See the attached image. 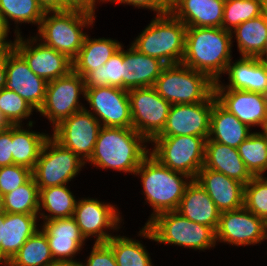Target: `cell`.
<instances>
[{
    "label": "cell",
    "mask_w": 267,
    "mask_h": 266,
    "mask_svg": "<svg viewBox=\"0 0 267 266\" xmlns=\"http://www.w3.org/2000/svg\"><path fill=\"white\" fill-rule=\"evenodd\" d=\"M232 47L231 32L222 27H187L181 63L218 82L233 58Z\"/></svg>",
    "instance_id": "obj_1"
},
{
    "label": "cell",
    "mask_w": 267,
    "mask_h": 266,
    "mask_svg": "<svg viewBox=\"0 0 267 266\" xmlns=\"http://www.w3.org/2000/svg\"><path fill=\"white\" fill-rule=\"evenodd\" d=\"M150 144L133 128L101 127L90 159L85 163L103 170L135 174L150 153Z\"/></svg>",
    "instance_id": "obj_2"
},
{
    "label": "cell",
    "mask_w": 267,
    "mask_h": 266,
    "mask_svg": "<svg viewBox=\"0 0 267 266\" xmlns=\"http://www.w3.org/2000/svg\"><path fill=\"white\" fill-rule=\"evenodd\" d=\"M134 175L140 177L144 204L147 202L153 209L145 225L158 214L176 211L186 187L193 180L162 165L150 153L142 160Z\"/></svg>",
    "instance_id": "obj_3"
},
{
    "label": "cell",
    "mask_w": 267,
    "mask_h": 266,
    "mask_svg": "<svg viewBox=\"0 0 267 266\" xmlns=\"http://www.w3.org/2000/svg\"><path fill=\"white\" fill-rule=\"evenodd\" d=\"M138 236L157 244H170L195 251L209 250L217 245L216 232L211 227L190 221L177 211L158 214L140 228Z\"/></svg>",
    "instance_id": "obj_4"
},
{
    "label": "cell",
    "mask_w": 267,
    "mask_h": 266,
    "mask_svg": "<svg viewBox=\"0 0 267 266\" xmlns=\"http://www.w3.org/2000/svg\"><path fill=\"white\" fill-rule=\"evenodd\" d=\"M186 30L187 27L171 12L156 15L130 45L165 65L180 64L185 51Z\"/></svg>",
    "instance_id": "obj_5"
},
{
    "label": "cell",
    "mask_w": 267,
    "mask_h": 266,
    "mask_svg": "<svg viewBox=\"0 0 267 266\" xmlns=\"http://www.w3.org/2000/svg\"><path fill=\"white\" fill-rule=\"evenodd\" d=\"M95 18L92 14L78 10L45 11L35 37L73 60L87 35L84 29H91Z\"/></svg>",
    "instance_id": "obj_6"
},
{
    "label": "cell",
    "mask_w": 267,
    "mask_h": 266,
    "mask_svg": "<svg viewBox=\"0 0 267 266\" xmlns=\"http://www.w3.org/2000/svg\"><path fill=\"white\" fill-rule=\"evenodd\" d=\"M214 83L206 74L180 64L166 65L154 88L171 105L206 101L214 93Z\"/></svg>",
    "instance_id": "obj_7"
},
{
    "label": "cell",
    "mask_w": 267,
    "mask_h": 266,
    "mask_svg": "<svg viewBox=\"0 0 267 266\" xmlns=\"http://www.w3.org/2000/svg\"><path fill=\"white\" fill-rule=\"evenodd\" d=\"M205 142L198 136H157L150 142L154 146L150 154L162 165L195 180L204 166Z\"/></svg>",
    "instance_id": "obj_8"
},
{
    "label": "cell",
    "mask_w": 267,
    "mask_h": 266,
    "mask_svg": "<svg viewBox=\"0 0 267 266\" xmlns=\"http://www.w3.org/2000/svg\"><path fill=\"white\" fill-rule=\"evenodd\" d=\"M85 165L75 153L63 147L50 135L32 170V176L39 189L60 186L69 184Z\"/></svg>",
    "instance_id": "obj_9"
},
{
    "label": "cell",
    "mask_w": 267,
    "mask_h": 266,
    "mask_svg": "<svg viewBox=\"0 0 267 266\" xmlns=\"http://www.w3.org/2000/svg\"><path fill=\"white\" fill-rule=\"evenodd\" d=\"M81 95L85 98L84 78L71 70L47 83L45 99L38 112L49 120L53 129L65 118L85 108L79 99Z\"/></svg>",
    "instance_id": "obj_10"
},
{
    "label": "cell",
    "mask_w": 267,
    "mask_h": 266,
    "mask_svg": "<svg viewBox=\"0 0 267 266\" xmlns=\"http://www.w3.org/2000/svg\"><path fill=\"white\" fill-rule=\"evenodd\" d=\"M72 217L85 240L94 237L95 243L108 242L123 221L116 205L89 197L77 200Z\"/></svg>",
    "instance_id": "obj_11"
},
{
    "label": "cell",
    "mask_w": 267,
    "mask_h": 266,
    "mask_svg": "<svg viewBox=\"0 0 267 266\" xmlns=\"http://www.w3.org/2000/svg\"><path fill=\"white\" fill-rule=\"evenodd\" d=\"M132 128L149 143L163 130L171 104L154 87L128 90Z\"/></svg>",
    "instance_id": "obj_12"
},
{
    "label": "cell",
    "mask_w": 267,
    "mask_h": 266,
    "mask_svg": "<svg viewBox=\"0 0 267 266\" xmlns=\"http://www.w3.org/2000/svg\"><path fill=\"white\" fill-rule=\"evenodd\" d=\"M84 100L89 104V109H85L93 114L101 126L132 128L128 90L115 86L88 88L85 89Z\"/></svg>",
    "instance_id": "obj_13"
},
{
    "label": "cell",
    "mask_w": 267,
    "mask_h": 266,
    "mask_svg": "<svg viewBox=\"0 0 267 266\" xmlns=\"http://www.w3.org/2000/svg\"><path fill=\"white\" fill-rule=\"evenodd\" d=\"M101 127L93 114L84 108L62 120L51 130V136L86 163L94 151Z\"/></svg>",
    "instance_id": "obj_14"
},
{
    "label": "cell",
    "mask_w": 267,
    "mask_h": 266,
    "mask_svg": "<svg viewBox=\"0 0 267 266\" xmlns=\"http://www.w3.org/2000/svg\"><path fill=\"white\" fill-rule=\"evenodd\" d=\"M267 223L244 206L220 213L216 242L233 246L261 244L266 240Z\"/></svg>",
    "instance_id": "obj_15"
},
{
    "label": "cell",
    "mask_w": 267,
    "mask_h": 266,
    "mask_svg": "<svg viewBox=\"0 0 267 266\" xmlns=\"http://www.w3.org/2000/svg\"><path fill=\"white\" fill-rule=\"evenodd\" d=\"M15 36V50L25 59L30 70L47 82L67 75L72 70V60L65 54L44 45L35 36Z\"/></svg>",
    "instance_id": "obj_16"
},
{
    "label": "cell",
    "mask_w": 267,
    "mask_h": 266,
    "mask_svg": "<svg viewBox=\"0 0 267 266\" xmlns=\"http://www.w3.org/2000/svg\"><path fill=\"white\" fill-rule=\"evenodd\" d=\"M212 108L213 94L200 103L171 105L166 124L158 136L190 135L206 140L210 134Z\"/></svg>",
    "instance_id": "obj_17"
},
{
    "label": "cell",
    "mask_w": 267,
    "mask_h": 266,
    "mask_svg": "<svg viewBox=\"0 0 267 266\" xmlns=\"http://www.w3.org/2000/svg\"><path fill=\"white\" fill-rule=\"evenodd\" d=\"M216 101L250 128L267 123V95L237 89H214Z\"/></svg>",
    "instance_id": "obj_18"
},
{
    "label": "cell",
    "mask_w": 267,
    "mask_h": 266,
    "mask_svg": "<svg viewBox=\"0 0 267 266\" xmlns=\"http://www.w3.org/2000/svg\"><path fill=\"white\" fill-rule=\"evenodd\" d=\"M47 83L30 70L15 49L11 52L6 64L5 88L17 93L38 112L45 99Z\"/></svg>",
    "instance_id": "obj_19"
},
{
    "label": "cell",
    "mask_w": 267,
    "mask_h": 266,
    "mask_svg": "<svg viewBox=\"0 0 267 266\" xmlns=\"http://www.w3.org/2000/svg\"><path fill=\"white\" fill-rule=\"evenodd\" d=\"M39 227L47 238L54 261H76L74 258L86 240L73 217L42 221Z\"/></svg>",
    "instance_id": "obj_20"
},
{
    "label": "cell",
    "mask_w": 267,
    "mask_h": 266,
    "mask_svg": "<svg viewBox=\"0 0 267 266\" xmlns=\"http://www.w3.org/2000/svg\"><path fill=\"white\" fill-rule=\"evenodd\" d=\"M228 83H214V89H237L267 95V63L257 57H240L227 65Z\"/></svg>",
    "instance_id": "obj_21"
},
{
    "label": "cell",
    "mask_w": 267,
    "mask_h": 266,
    "mask_svg": "<svg viewBox=\"0 0 267 266\" xmlns=\"http://www.w3.org/2000/svg\"><path fill=\"white\" fill-rule=\"evenodd\" d=\"M195 180L207 192L220 212L243 207L244 184L238 180L204 166L199 170Z\"/></svg>",
    "instance_id": "obj_22"
},
{
    "label": "cell",
    "mask_w": 267,
    "mask_h": 266,
    "mask_svg": "<svg viewBox=\"0 0 267 266\" xmlns=\"http://www.w3.org/2000/svg\"><path fill=\"white\" fill-rule=\"evenodd\" d=\"M225 0H171L170 12L186 27H222Z\"/></svg>",
    "instance_id": "obj_23"
},
{
    "label": "cell",
    "mask_w": 267,
    "mask_h": 266,
    "mask_svg": "<svg viewBox=\"0 0 267 266\" xmlns=\"http://www.w3.org/2000/svg\"><path fill=\"white\" fill-rule=\"evenodd\" d=\"M129 46V49L124 50L123 44V89L154 87L166 65L159 59L142 54Z\"/></svg>",
    "instance_id": "obj_24"
},
{
    "label": "cell",
    "mask_w": 267,
    "mask_h": 266,
    "mask_svg": "<svg viewBox=\"0 0 267 266\" xmlns=\"http://www.w3.org/2000/svg\"><path fill=\"white\" fill-rule=\"evenodd\" d=\"M38 215L2 213L1 266H5L26 240L39 230Z\"/></svg>",
    "instance_id": "obj_25"
},
{
    "label": "cell",
    "mask_w": 267,
    "mask_h": 266,
    "mask_svg": "<svg viewBox=\"0 0 267 266\" xmlns=\"http://www.w3.org/2000/svg\"><path fill=\"white\" fill-rule=\"evenodd\" d=\"M204 167L221 172L246 185L254 176L242 161L238 148L206 139Z\"/></svg>",
    "instance_id": "obj_26"
},
{
    "label": "cell",
    "mask_w": 267,
    "mask_h": 266,
    "mask_svg": "<svg viewBox=\"0 0 267 266\" xmlns=\"http://www.w3.org/2000/svg\"><path fill=\"white\" fill-rule=\"evenodd\" d=\"M176 211L190 221L211 227L215 232L217 230L221 212L196 180L186 187Z\"/></svg>",
    "instance_id": "obj_27"
},
{
    "label": "cell",
    "mask_w": 267,
    "mask_h": 266,
    "mask_svg": "<svg viewBox=\"0 0 267 266\" xmlns=\"http://www.w3.org/2000/svg\"><path fill=\"white\" fill-rule=\"evenodd\" d=\"M232 113L223 108L213 93V108L210 114L209 139L217 143L238 148L253 132Z\"/></svg>",
    "instance_id": "obj_28"
},
{
    "label": "cell",
    "mask_w": 267,
    "mask_h": 266,
    "mask_svg": "<svg viewBox=\"0 0 267 266\" xmlns=\"http://www.w3.org/2000/svg\"><path fill=\"white\" fill-rule=\"evenodd\" d=\"M34 121L31 119L24 129L23 124L12 125V157L13 164L21 165L33 170L40 156L41 150L50 133L32 131ZM31 130V131H30Z\"/></svg>",
    "instance_id": "obj_29"
},
{
    "label": "cell",
    "mask_w": 267,
    "mask_h": 266,
    "mask_svg": "<svg viewBox=\"0 0 267 266\" xmlns=\"http://www.w3.org/2000/svg\"><path fill=\"white\" fill-rule=\"evenodd\" d=\"M122 46V43L111 38H91L85 36L83 45L72 60V70L82 77L104 65Z\"/></svg>",
    "instance_id": "obj_30"
},
{
    "label": "cell",
    "mask_w": 267,
    "mask_h": 266,
    "mask_svg": "<svg viewBox=\"0 0 267 266\" xmlns=\"http://www.w3.org/2000/svg\"><path fill=\"white\" fill-rule=\"evenodd\" d=\"M76 202L77 199L69 190L68 184L39 189V220L72 217Z\"/></svg>",
    "instance_id": "obj_31"
},
{
    "label": "cell",
    "mask_w": 267,
    "mask_h": 266,
    "mask_svg": "<svg viewBox=\"0 0 267 266\" xmlns=\"http://www.w3.org/2000/svg\"><path fill=\"white\" fill-rule=\"evenodd\" d=\"M45 10L37 0H0V22L7 33H10L9 22L13 21L15 36L21 35L19 25L23 23L40 26ZM10 20V21H9Z\"/></svg>",
    "instance_id": "obj_32"
},
{
    "label": "cell",
    "mask_w": 267,
    "mask_h": 266,
    "mask_svg": "<svg viewBox=\"0 0 267 266\" xmlns=\"http://www.w3.org/2000/svg\"><path fill=\"white\" fill-rule=\"evenodd\" d=\"M231 35L232 39L236 38L240 57H257L263 51L267 38V10L238 25Z\"/></svg>",
    "instance_id": "obj_33"
},
{
    "label": "cell",
    "mask_w": 267,
    "mask_h": 266,
    "mask_svg": "<svg viewBox=\"0 0 267 266\" xmlns=\"http://www.w3.org/2000/svg\"><path fill=\"white\" fill-rule=\"evenodd\" d=\"M54 261L45 234L39 229L30 236L5 266H49Z\"/></svg>",
    "instance_id": "obj_34"
},
{
    "label": "cell",
    "mask_w": 267,
    "mask_h": 266,
    "mask_svg": "<svg viewBox=\"0 0 267 266\" xmlns=\"http://www.w3.org/2000/svg\"><path fill=\"white\" fill-rule=\"evenodd\" d=\"M106 244L112 249L117 266H154L145 245L135 238L116 234Z\"/></svg>",
    "instance_id": "obj_35"
},
{
    "label": "cell",
    "mask_w": 267,
    "mask_h": 266,
    "mask_svg": "<svg viewBox=\"0 0 267 266\" xmlns=\"http://www.w3.org/2000/svg\"><path fill=\"white\" fill-rule=\"evenodd\" d=\"M5 213L38 215L39 188L31 176L23 185L3 195Z\"/></svg>",
    "instance_id": "obj_36"
},
{
    "label": "cell",
    "mask_w": 267,
    "mask_h": 266,
    "mask_svg": "<svg viewBox=\"0 0 267 266\" xmlns=\"http://www.w3.org/2000/svg\"><path fill=\"white\" fill-rule=\"evenodd\" d=\"M239 155L253 176H264L267 171V136L254 132L238 147Z\"/></svg>",
    "instance_id": "obj_37"
},
{
    "label": "cell",
    "mask_w": 267,
    "mask_h": 266,
    "mask_svg": "<svg viewBox=\"0 0 267 266\" xmlns=\"http://www.w3.org/2000/svg\"><path fill=\"white\" fill-rule=\"evenodd\" d=\"M267 10V0H225L222 28L233 31L238 25Z\"/></svg>",
    "instance_id": "obj_38"
},
{
    "label": "cell",
    "mask_w": 267,
    "mask_h": 266,
    "mask_svg": "<svg viewBox=\"0 0 267 266\" xmlns=\"http://www.w3.org/2000/svg\"><path fill=\"white\" fill-rule=\"evenodd\" d=\"M83 78L85 89L104 86L123 88V45L104 65Z\"/></svg>",
    "instance_id": "obj_39"
},
{
    "label": "cell",
    "mask_w": 267,
    "mask_h": 266,
    "mask_svg": "<svg viewBox=\"0 0 267 266\" xmlns=\"http://www.w3.org/2000/svg\"><path fill=\"white\" fill-rule=\"evenodd\" d=\"M34 110L35 109L17 93L5 87L0 89V111L10 125H24L23 120L30 119Z\"/></svg>",
    "instance_id": "obj_40"
},
{
    "label": "cell",
    "mask_w": 267,
    "mask_h": 266,
    "mask_svg": "<svg viewBox=\"0 0 267 266\" xmlns=\"http://www.w3.org/2000/svg\"><path fill=\"white\" fill-rule=\"evenodd\" d=\"M243 206L267 223V177L254 176L244 185Z\"/></svg>",
    "instance_id": "obj_41"
},
{
    "label": "cell",
    "mask_w": 267,
    "mask_h": 266,
    "mask_svg": "<svg viewBox=\"0 0 267 266\" xmlns=\"http://www.w3.org/2000/svg\"><path fill=\"white\" fill-rule=\"evenodd\" d=\"M32 176V170L21 165L0 167V193L5 195L23 185Z\"/></svg>",
    "instance_id": "obj_42"
},
{
    "label": "cell",
    "mask_w": 267,
    "mask_h": 266,
    "mask_svg": "<svg viewBox=\"0 0 267 266\" xmlns=\"http://www.w3.org/2000/svg\"><path fill=\"white\" fill-rule=\"evenodd\" d=\"M82 266H117L112 249L106 243H94Z\"/></svg>",
    "instance_id": "obj_43"
},
{
    "label": "cell",
    "mask_w": 267,
    "mask_h": 266,
    "mask_svg": "<svg viewBox=\"0 0 267 266\" xmlns=\"http://www.w3.org/2000/svg\"><path fill=\"white\" fill-rule=\"evenodd\" d=\"M120 3L125 5H132L138 9H147L155 12V15L165 14L170 12L171 0H104V3Z\"/></svg>",
    "instance_id": "obj_44"
},
{
    "label": "cell",
    "mask_w": 267,
    "mask_h": 266,
    "mask_svg": "<svg viewBox=\"0 0 267 266\" xmlns=\"http://www.w3.org/2000/svg\"><path fill=\"white\" fill-rule=\"evenodd\" d=\"M13 165L12 125L0 130V167Z\"/></svg>",
    "instance_id": "obj_45"
},
{
    "label": "cell",
    "mask_w": 267,
    "mask_h": 266,
    "mask_svg": "<svg viewBox=\"0 0 267 266\" xmlns=\"http://www.w3.org/2000/svg\"><path fill=\"white\" fill-rule=\"evenodd\" d=\"M98 2L104 3V0H62V10H78L95 16Z\"/></svg>",
    "instance_id": "obj_46"
},
{
    "label": "cell",
    "mask_w": 267,
    "mask_h": 266,
    "mask_svg": "<svg viewBox=\"0 0 267 266\" xmlns=\"http://www.w3.org/2000/svg\"><path fill=\"white\" fill-rule=\"evenodd\" d=\"M14 41L5 39L0 44V89L6 85V64L11 52L15 49Z\"/></svg>",
    "instance_id": "obj_47"
},
{
    "label": "cell",
    "mask_w": 267,
    "mask_h": 266,
    "mask_svg": "<svg viewBox=\"0 0 267 266\" xmlns=\"http://www.w3.org/2000/svg\"><path fill=\"white\" fill-rule=\"evenodd\" d=\"M45 11L62 10V0H37Z\"/></svg>",
    "instance_id": "obj_48"
},
{
    "label": "cell",
    "mask_w": 267,
    "mask_h": 266,
    "mask_svg": "<svg viewBox=\"0 0 267 266\" xmlns=\"http://www.w3.org/2000/svg\"><path fill=\"white\" fill-rule=\"evenodd\" d=\"M49 266H82L81 261H55Z\"/></svg>",
    "instance_id": "obj_49"
},
{
    "label": "cell",
    "mask_w": 267,
    "mask_h": 266,
    "mask_svg": "<svg viewBox=\"0 0 267 266\" xmlns=\"http://www.w3.org/2000/svg\"><path fill=\"white\" fill-rule=\"evenodd\" d=\"M257 58L267 63V38H266L263 51L257 56Z\"/></svg>",
    "instance_id": "obj_50"
},
{
    "label": "cell",
    "mask_w": 267,
    "mask_h": 266,
    "mask_svg": "<svg viewBox=\"0 0 267 266\" xmlns=\"http://www.w3.org/2000/svg\"><path fill=\"white\" fill-rule=\"evenodd\" d=\"M10 126V124L6 121L4 116L2 115L0 111V130L6 129Z\"/></svg>",
    "instance_id": "obj_51"
},
{
    "label": "cell",
    "mask_w": 267,
    "mask_h": 266,
    "mask_svg": "<svg viewBox=\"0 0 267 266\" xmlns=\"http://www.w3.org/2000/svg\"><path fill=\"white\" fill-rule=\"evenodd\" d=\"M8 33L6 32V30L3 28L1 22H0V44L8 38Z\"/></svg>",
    "instance_id": "obj_52"
},
{
    "label": "cell",
    "mask_w": 267,
    "mask_h": 266,
    "mask_svg": "<svg viewBox=\"0 0 267 266\" xmlns=\"http://www.w3.org/2000/svg\"><path fill=\"white\" fill-rule=\"evenodd\" d=\"M1 241H2V213L0 214V266H1Z\"/></svg>",
    "instance_id": "obj_53"
},
{
    "label": "cell",
    "mask_w": 267,
    "mask_h": 266,
    "mask_svg": "<svg viewBox=\"0 0 267 266\" xmlns=\"http://www.w3.org/2000/svg\"><path fill=\"white\" fill-rule=\"evenodd\" d=\"M4 200H3V195L0 193V214L4 213Z\"/></svg>",
    "instance_id": "obj_54"
},
{
    "label": "cell",
    "mask_w": 267,
    "mask_h": 266,
    "mask_svg": "<svg viewBox=\"0 0 267 266\" xmlns=\"http://www.w3.org/2000/svg\"><path fill=\"white\" fill-rule=\"evenodd\" d=\"M262 132L267 136V123L265 124Z\"/></svg>",
    "instance_id": "obj_55"
}]
</instances>
